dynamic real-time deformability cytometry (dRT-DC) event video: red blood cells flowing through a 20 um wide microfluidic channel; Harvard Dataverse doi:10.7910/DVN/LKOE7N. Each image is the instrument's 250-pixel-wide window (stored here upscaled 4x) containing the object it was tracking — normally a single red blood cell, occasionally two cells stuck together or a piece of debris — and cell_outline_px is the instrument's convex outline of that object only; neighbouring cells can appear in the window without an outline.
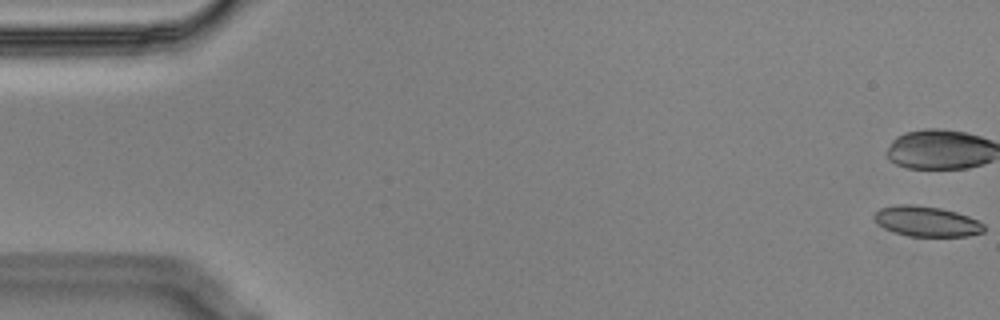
{"species": "Egyptian fruit bat (a non-hibernating species)", "species_latin": "Rousettus aegyptiacus", "temperature_condition": "cold", "stored_images_in_passage": 57, "camera_frame_rate_fps": 3000, "um_per_image_px": 0.085, "animal": {"sex": "male"}, "frame": {"image": 1, "passage_image": 1, "time_ms": 0.0, "image_size_px": [1000, 320], "cell_outline_px": [[984, 232], [968, 236], [908, 236], [884, 228], [872, 216], [880, 208], [896, 204], [912, 204], [940, 208], [956, 212], [968, 216], [984, 224]], "centroid_in_image_um": [78.76, 18.81], "position_along_channel_um": 6.2, "area_um2": 19.25}}